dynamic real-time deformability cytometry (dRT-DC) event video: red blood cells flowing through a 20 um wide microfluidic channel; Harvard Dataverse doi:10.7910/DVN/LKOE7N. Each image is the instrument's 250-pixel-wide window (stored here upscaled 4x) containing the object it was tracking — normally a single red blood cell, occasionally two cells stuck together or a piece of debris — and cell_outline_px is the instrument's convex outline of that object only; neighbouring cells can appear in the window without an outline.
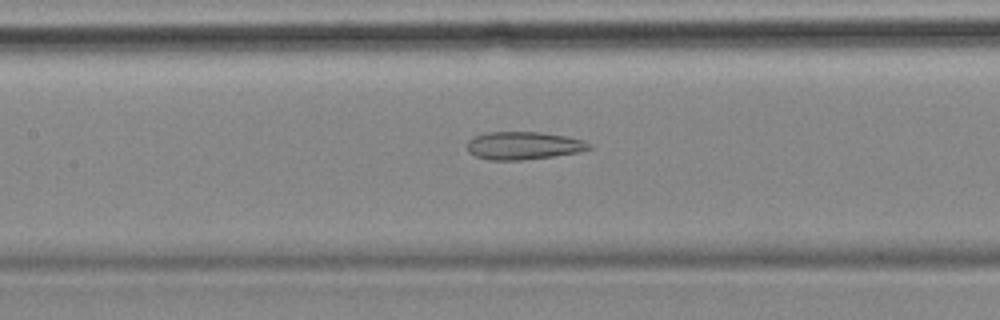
{"species": "common noctule bat (a hibernating species)", "species_latin": "Nyctalus noctula", "temperature_condition": "cold", "stored_images_in_passage": 56, "camera_frame_rate_fps": 3000, "um_per_image_px": 0.085, "animal": {"sex": "female", "body_mass_g": 18.4}, "frame": {"image": 1, "passage_image": 25, "time_ms": 8.0, "image_size_px": [1000, 320], "cell_outline_px": [[592, 148], [576, 152], [552, 156], [520, 160], [488, 160], [476, 156], [468, 152], [468, 140], [484, 132], [540, 132], [568, 136], [584, 140], [592, 144]], "centroid_in_image_um": [44.5, 12.37], "position_along_channel_um": 162.9, "area_um2": 19.77}}
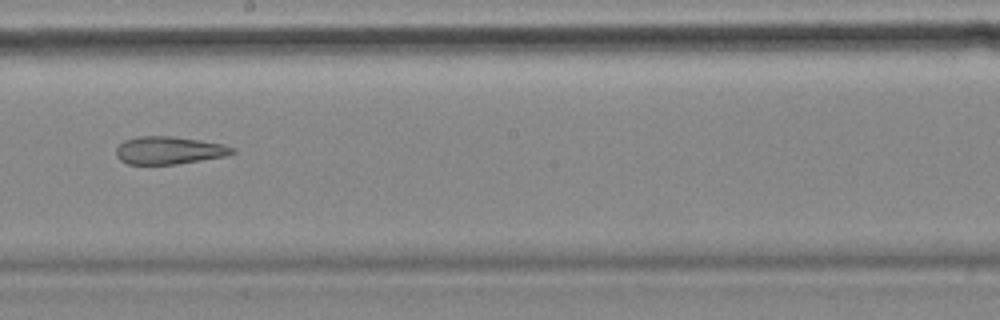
{"frame": {"image": 2, "passage_image": 31, "time_ms": 10.0, "image_size_px": [1000, 320], "cell_outline_px": [[236, 152], [224, 156], [176, 164], [128, 164], [120, 160], [116, 156], [116, 148], [124, 140], [136, 136], [172, 136], [200, 140], [224, 144], [236, 148]], "centroid_in_image_um": [14.36, 12.77], "position_along_channel_um": 233.8, "area_um2": 18.79}}
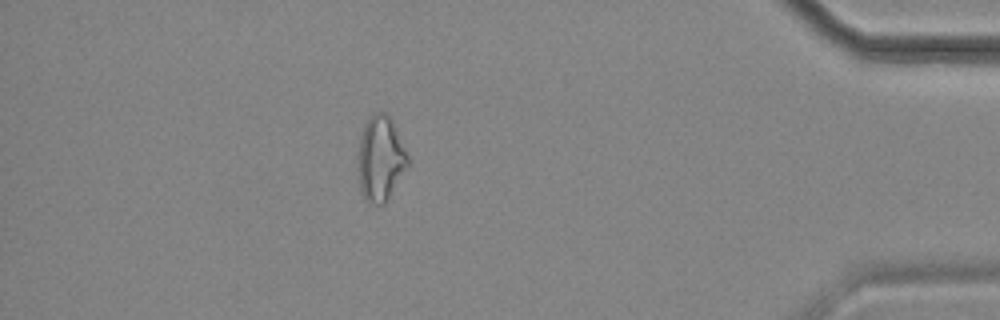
{"frame": {"image": 3, "passage_image": 49, "time_ms": 16.0, "image_size_px": [1000, 320], "cell_outline_px": [[408, 164], [388, 200], [384, 204], [376, 204], [364, 200], [360, 188], [356, 168], [356, 156], [364, 124], [372, 112], [388, 112], [392, 120], [408, 156]], "centroid_in_image_um": [32.29, 13.47], "position_along_channel_um": 402.9, "area_um2": 25.03}, "authors_computed_cell_mechanics": {"area_um2": 24.7673, "velocity_mm_per_s": 3.576, "shape_relaxation_time_tau1_ms": null, "shape_relaxation_time_tau2_ms": 4.2517, "deformation_change_tau1": null, "deformation_change_tau2": 0.1437}}